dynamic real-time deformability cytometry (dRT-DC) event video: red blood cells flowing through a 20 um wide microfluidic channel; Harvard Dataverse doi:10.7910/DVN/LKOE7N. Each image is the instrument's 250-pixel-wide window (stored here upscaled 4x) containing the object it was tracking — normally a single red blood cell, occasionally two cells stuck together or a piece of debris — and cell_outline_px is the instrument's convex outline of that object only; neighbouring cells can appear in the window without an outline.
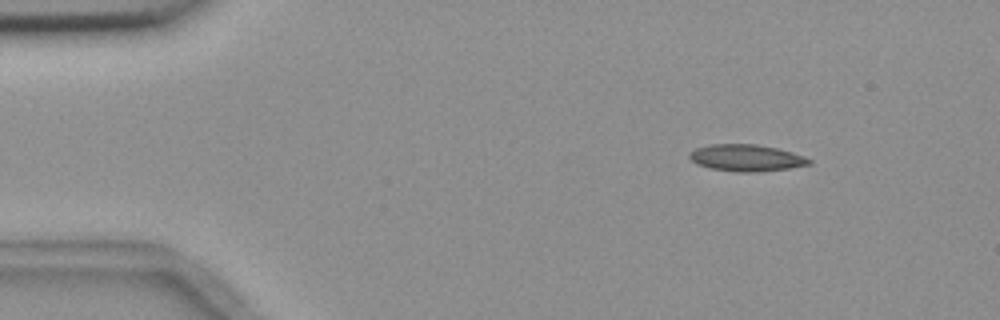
{"species": "common noctule bat (a hibernating species)", "species_latin": "Nyctalus noctula", "temperature_condition": "room temperature", "stored_images_in_passage": 7, "camera_frame_rate_fps": 3000, "um_per_image_px": 0.085, "animal": {"sex": "female", "body_mass_g": 18.4}, "frame": {"image": 1, "passage_image": 1, "time_ms": 0.0, "image_size_px": [1000, 320], "cell_outline_px": [[812, 164], [788, 168], [760, 172], [736, 172], [708, 168], [696, 164], [688, 156], [696, 148], [708, 144], [756, 144], [776, 148], [792, 152], [804, 156], [812, 160]], "centroid_in_image_um": [63.44, 13.42], "position_along_channel_um": 21.6, "area_um2": 18.73}}
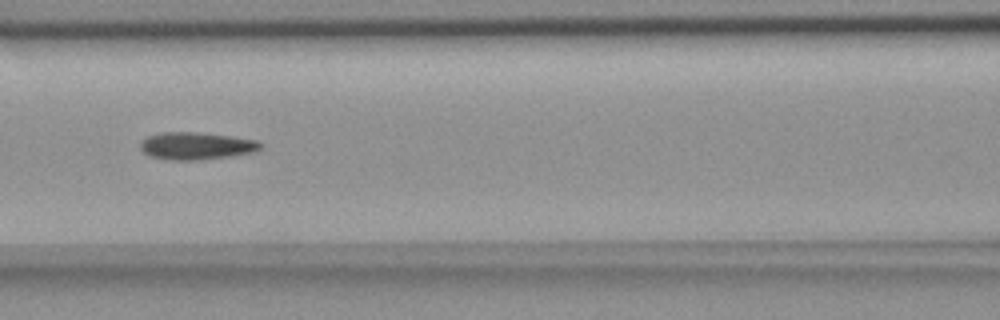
{"frame": {"image": 2, "passage_image": 6, "time_ms": 5.667, "image_size_px": [1000, 320], "cell_outline_px": [[264, 144], [256, 152], [232, 156], [200, 160], [168, 160], [148, 156], [140, 148], [140, 140], [148, 136], [160, 132], [196, 132], [232, 136], [256, 140]], "centroid_in_image_um": [16.68, 12.4], "position_along_channel_um": 149.9, "area_um2": 19.48}}
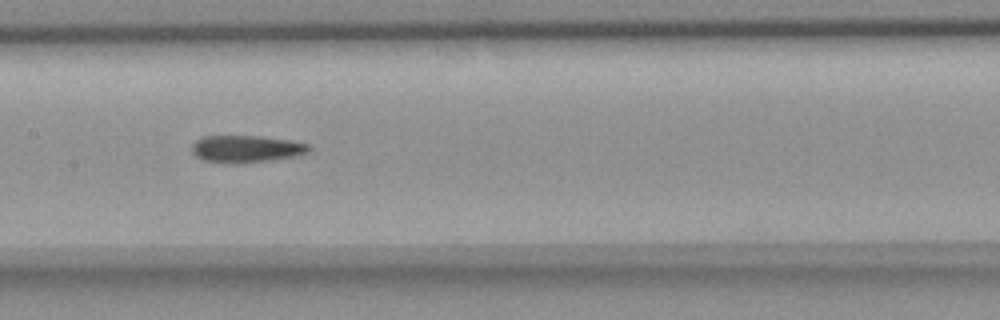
{"frame": {"image": 3, "passage_image": 7, "time_ms": 6.667, "image_size_px": [1000, 320], "cell_outline_px": [[312, 148], [308, 152], [300, 156], [236, 164], [204, 160], [196, 156], [192, 152], [192, 144], [196, 140], [204, 136], [260, 136], [288, 140], [308, 144]], "centroid_in_image_um": [20.95, 12.66], "position_along_channel_um": 186.5, "area_um2": 18.5}}